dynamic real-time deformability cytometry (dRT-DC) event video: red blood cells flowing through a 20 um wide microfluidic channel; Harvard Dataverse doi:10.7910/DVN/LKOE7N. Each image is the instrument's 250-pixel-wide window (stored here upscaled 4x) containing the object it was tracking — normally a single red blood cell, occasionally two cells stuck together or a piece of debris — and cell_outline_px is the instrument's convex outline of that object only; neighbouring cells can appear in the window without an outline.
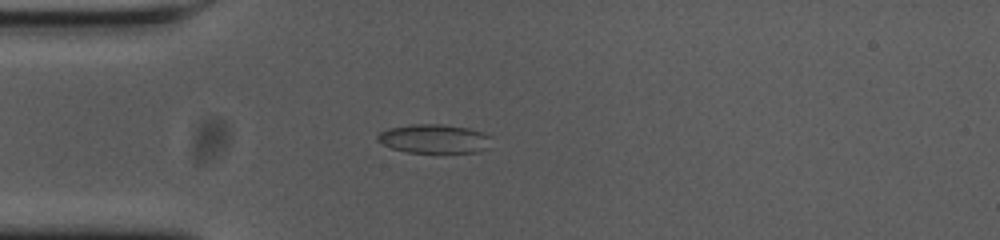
{"species": "common noctule bat (a hibernating species)", "species_latin": "Nyctalus noctula", "temperature_condition": "cold", "stored_images_in_passage": 42, "camera_frame_rate_fps": 3000, "um_per_image_px": 0.085, "animal": {"sex": "female", "body_mass_g": 23.0, "forearm_length_mm": 53.4}, "frame": {"image": 1, "passage_image": 1, "time_ms": 0.0, "image_size_px": [1000, 240], "cell_outline_px": [[492, 136], [484, 148], [480, 152], [408, 152], [392, 148], [376, 140], [376, 136], [380, 132], [388, 128], [412, 124], [440, 124], [468, 128]], "centroid_in_image_um": [36.85, 11.78], "position_along_channel_um": 48.1, "area_um2": 18.9}}
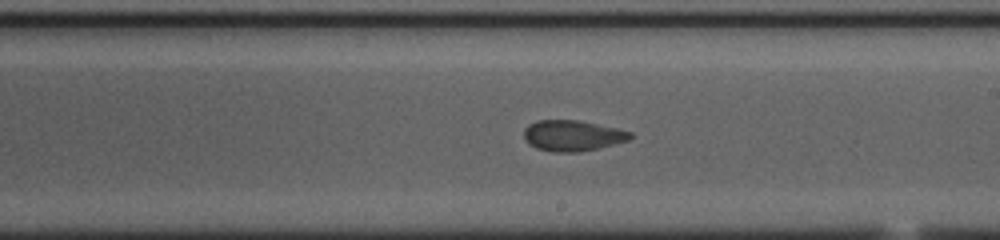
{"frame": {"image": 2, "passage_image": 18, "time_ms": 5.667, "image_size_px": [1000, 240], "cell_outline_px": [[632, 140], [580, 152], [552, 152], [536, 148], [528, 144], [524, 136], [524, 128], [528, 124], [536, 120], [580, 120], [616, 128], [632, 132]], "centroid_in_image_um": [48.66, 11.53], "position_along_channel_um": 240.3, "area_um2": 19.31}}
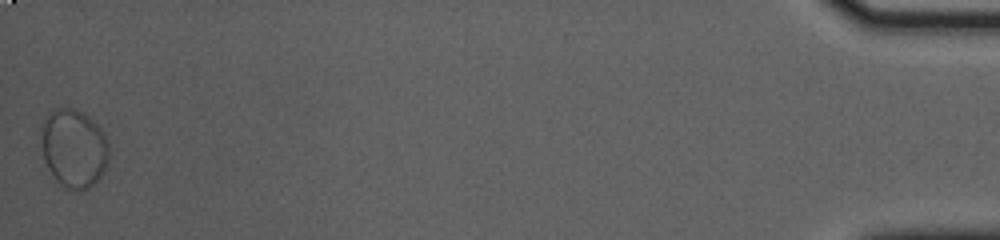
{"frame": {"image": 3, "passage_image": 42, "time_ms": 13.667, "image_size_px": [1000, 240], "cell_outline_px": [[108, 160], [104, 172], [88, 188], [80, 192], [76, 192], [64, 188], [56, 180], [48, 168], [44, 160], [44, 120], [48, 112], [56, 108], [76, 108], [84, 112], [100, 128], [108, 144]], "centroid_in_image_um": [6.3, 12.63], "position_along_channel_um": 428.9, "area_um2": 30.63}}